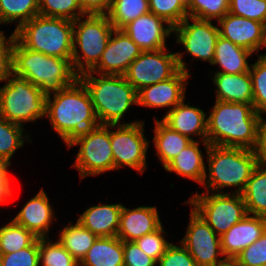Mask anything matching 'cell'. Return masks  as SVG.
Returning <instances> with one entry per match:
<instances>
[{
	"instance_id": "4dcf8cb0",
	"label": "cell",
	"mask_w": 266,
	"mask_h": 266,
	"mask_svg": "<svg viewBox=\"0 0 266 266\" xmlns=\"http://www.w3.org/2000/svg\"><path fill=\"white\" fill-rule=\"evenodd\" d=\"M148 12L149 0H112L107 16L115 29H122Z\"/></svg>"
},
{
	"instance_id": "83f0119b",
	"label": "cell",
	"mask_w": 266,
	"mask_h": 266,
	"mask_svg": "<svg viewBox=\"0 0 266 266\" xmlns=\"http://www.w3.org/2000/svg\"><path fill=\"white\" fill-rule=\"evenodd\" d=\"M154 137L152 138L156 148V154L165 167L178 155L192 140L172 130L162 120L155 119Z\"/></svg>"
},
{
	"instance_id": "484cf974",
	"label": "cell",
	"mask_w": 266,
	"mask_h": 266,
	"mask_svg": "<svg viewBox=\"0 0 266 266\" xmlns=\"http://www.w3.org/2000/svg\"><path fill=\"white\" fill-rule=\"evenodd\" d=\"M199 144L200 142L197 140L190 142L164 169L202 185L206 174V166Z\"/></svg>"
},
{
	"instance_id": "f546056e",
	"label": "cell",
	"mask_w": 266,
	"mask_h": 266,
	"mask_svg": "<svg viewBox=\"0 0 266 266\" xmlns=\"http://www.w3.org/2000/svg\"><path fill=\"white\" fill-rule=\"evenodd\" d=\"M65 226L57 240L79 263L97 240V236L78 221Z\"/></svg>"
},
{
	"instance_id": "74e56055",
	"label": "cell",
	"mask_w": 266,
	"mask_h": 266,
	"mask_svg": "<svg viewBox=\"0 0 266 266\" xmlns=\"http://www.w3.org/2000/svg\"><path fill=\"white\" fill-rule=\"evenodd\" d=\"M188 16L202 20H220L229 12V0H191Z\"/></svg>"
},
{
	"instance_id": "4316f807",
	"label": "cell",
	"mask_w": 266,
	"mask_h": 266,
	"mask_svg": "<svg viewBox=\"0 0 266 266\" xmlns=\"http://www.w3.org/2000/svg\"><path fill=\"white\" fill-rule=\"evenodd\" d=\"M79 266H124L123 241L117 236L97 238Z\"/></svg>"
},
{
	"instance_id": "d590c367",
	"label": "cell",
	"mask_w": 266,
	"mask_h": 266,
	"mask_svg": "<svg viewBox=\"0 0 266 266\" xmlns=\"http://www.w3.org/2000/svg\"><path fill=\"white\" fill-rule=\"evenodd\" d=\"M39 15L75 21L86 14L79 0H39Z\"/></svg>"
},
{
	"instance_id": "60d3db41",
	"label": "cell",
	"mask_w": 266,
	"mask_h": 266,
	"mask_svg": "<svg viewBox=\"0 0 266 266\" xmlns=\"http://www.w3.org/2000/svg\"><path fill=\"white\" fill-rule=\"evenodd\" d=\"M162 233L167 232H165L161 225L154 232L146 234L134 241L147 256L153 258L156 262L164 255L167 247L171 244L165 240Z\"/></svg>"
},
{
	"instance_id": "d4e9b609",
	"label": "cell",
	"mask_w": 266,
	"mask_h": 266,
	"mask_svg": "<svg viewBox=\"0 0 266 266\" xmlns=\"http://www.w3.org/2000/svg\"><path fill=\"white\" fill-rule=\"evenodd\" d=\"M253 52L246 48L238 46L221 36L218 37L214 60L212 65L220 66L221 70L218 73L226 74H241L250 71L248 57L252 56Z\"/></svg>"
},
{
	"instance_id": "f1b7e54d",
	"label": "cell",
	"mask_w": 266,
	"mask_h": 266,
	"mask_svg": "<svg viewBox=\"0 0 266 266\" xmlns=\"http://www.w3.org/2000/svg\"><path fill=\"white\" fill-rule=\"evenodd\" d=\"M247 213L266 217V165L259 163L242 193Z\"/></svg>"
},
{
	"instance_id": "ab89813d",
	"label": "cell",
	"mask_w": 266,
	"mask_h": 266,
	"mask_svg": "<svg viewBox=\"0 0 266 266\" xmlns=\"http://www.w3.org/2000/svg\"><path fill=\"white\" fill-rule=\"evenodd\" d=\"M229 12L266 24V0H229Z\"/></svg>"
},
{
	"instance_id": "b9f144b4",
	"label": "cell",
	"mask_w": 266,
	"mask_h": 266,
	"mask_svg": "<svg viewBox=\"0 0 266 266\" xmlns=\"http://www.w3.org/2000/svg\"><path fill=\"white\" fill-rule=\"evenodd\" d=\"M2 266H40L39 265V238L29 247L11 254L0 255Z\"/></svg>"
},
{
	"instance_id": "30bf717a",
	"label": "cell",
	"mask_w": 266,
	"mask_h": 266,
	"mask_svg": "<svg viewBox=\"0 0 266 266\" xmlns=\"http://www.w3.org/2000/svg\"><path fill=\"white\" fill-rule=\"evenodd\" d=\"M110 127L111 125H99L74 137L67 144L68 148L80 145L73 166L79 171L81 179L114 170Z\"/></svg>"
},
{
	"instance_id": "9c48e42d",
	"label": "cell",
	"mask_w": 266,
	"mask_h": 266,
	"mask_svg": "<svg viewBox=\"0 0 266 266\" xmlns=\"http://www.w3.org/2000/svg\"><path fill=\"white\" fill-rule=\"evenodd\" d=\"M219 236L248 215L242 194L237 193H196L185 202Z\"/></svg>"
},
{
	"instance_id": "db71d44e",
	"label": "cell",
	"mask_w": 266,
	"mask_h": 266,
	"mask_svg": "<svg viewBox=\"0 0 266 266\" xmlns=\"http://www.w3.org/2000/svg\"><path fill=\"white\" fill-rule=\"evenodd\" d=\"M181 1L183 2V4H184L186 7H188L189 4H190V1H191V0H181Z\"/></svg>"
},
{
	"instance_id": "836d02e7",
	"label": "cell",
	"mask_w": 266,
	"mask_h": 266,
	"mask_svg": "<svg viewBox=\"0 0 266 266\" xmlns=\"http://www.w3.org/2000/svg\"><path fill=\"white\" fill-rule=\"evenodd\" d=\"M39 265L79 266V263L58 241L54 243L45 237L39 238Z\"/></svg>"
},
{
	"instance_id": "ee69618b",
	"label": "cell",
	"mask_w": 266,
	"mask_h": 266,
	"mask_svg": "<svg viewBox=\"0 0 266 266\" xmlns=\"http://www.w3.org/2000/svg\"><path fill=\"white\" fill-rule=\"evenodd\" d=\"M158 264L159 266H197L195 260L181 243L180 246H177L172 242L158 260Z\"/></svg>"
},
{
	"instance_id": "8992f818",
	"label": "cell",
	"mask_w": 266,
	"mask_h": 266,
	"mask_svg": "<svg viewBox=\"0 0 266 266\" xmlns=\"http://www.w3.org/2000/svg\"><path fill=\"white\" fill-rule=\"evenodd\" d=\"M14 33L25 48L48 56L72 59L73 21L38 14Z\"/></svg>"
},
{
	"instance_id": "7c38bea8",
	"label": "cell",
	"mask_w": 266,
	"mask_h": 266,
	"mask_svg": "<svg viewBox=\"0 0 266 266\" xmlns=\"http://www.w3.org/2000/svg\"><path fill=\"white\" fill-rule=\"evenodd\" d=\"M144 121L111 124L110 142L114 160V170L128 166L139 173L147 168L146 154L150 141L144 136Z\"/></svg>"
},
{
	"instance_id": "6da1fadb",
	"label": "cell",
	"mask_w": 266,
	"mask_h": 266,
	"mask_svg": "<svg viewBox=\"0 0 266 266\" xmlns=\"http://www.w3.org/2000/svg\"><path fill=\"white\" fill-rule=\"evenodd\" d=\"M261 120L253 104L216 100L207 117V142L258 151Z\"/></svg>"
},
{
	"instance_id": "2e32d148",
	"label": "cell",
	"mask_w": 266,
	"mask_h": 266,
	"mask_svg": "<svg viewBox=\"0 0 266 266\" xmlns=\"http://www.w3.org/2000/svg\"><path fill=\"white\" fill-rule=\"evenodd\" d=\"M164 23L168 24L167 27ZM173 29L165 19L152 12L141 15L122 28L142 51L166 48V37L173 33Z\"/></svg>"
},
{
	"instance_id": "c3c4849f",
	"label": "cell",
	"mask_w": 266,
	"mask_h": 266,
	"mask_svg": "<svg viewBox=\"0 0 266 266\" xmlns=\"http://www.w3.org/2000/svg\"><path fill=\"white\" fill-rule=\"evenodd\" d=\"M260 163L266 165V120L262 117L260 126V145L258 148Z\"/></svg>"
},
{
	"instance_id": "7a4b0ae2",
	"label": "cell",
	"mask_w": 266,
	"mask_h": 266,
	"mask_svg": "<svg viewBox=\"0 0 266 266\" xmlns=\"http://www.w3.org/2000/svg\"><path fill=\"white\" fill-rule=\"evenodd\" d=\"M46 117L66 145L74 137L100 125L90 94L79 78L73 84L47 94Z\"/></svg>"
},
{
	"instance_id": "9a60e30c",
	"label": "cell",
	"mask_w": 266,
	"mask_h": 266,
	"mask_svg": "<svg viewBox=\"0 0 266 266\" xmlns=\"http://www.w3.org/2000/svg\"><path fill=\"white\" fill-rule=\"evenodd\" d=\"M141 53L140 47L122 29H114L99 63L91 72L97 75H124Z\"/></svg>"
},
{
	"instance_id": "603a6c76",
	"label": "cell",
	"mask_w": 266,
	"mask_h": 266,
	"mask_svg": "<svg viewBox=\"0 0 266 266\" xmlns=\"http://www.w3.org/2000/svg\"><path fill=\"white\" fill-rule=\"evenodd\" d=\"M123 204H103L87 208L78 222L99 237L117 236Z\"/></svg>"
},
{
	"instance_id": "f907efd6",
	"label": "cell",
	"mask_w": 266,
	"mask_h": 266,
	"mask_svg": "<svg viewBox=\"0 0 266 266\" xmlns=\"http://www.w3.org/2000/svg\"><path fill=\"white\" fill-rule=\"evenodd\" d=\"M10 165L11 163L0 158V181H10L9 173L7 169L8 166Z\"/></svg>"
},
{
	"instance_id": "8fae6325",
	"label": "cell",
	"mask_w": 266,
	"mask_h": 266,
	"mask_svg": "<svg viewBox=\"0 0 266 266\" xmlns=\"http://www.w3.org/2000/svg\"><path fill=\"white\" fill-rule=\"evenodd\" d=\"M167 47L142 53L129 65L125 79L138 92L150 86L173 77L180 69L190 74L183 61V53H169Z\"/></svg>"
},
{
	"instance_id": "f35d334b",
	"label": "cell",
	"mask_w": 266,
	"mask_h": 266,
	"mask_svg": "<svg viewBox=\"0 0 266 266\" xmlns=\"http://www.w3.org/2000/svg\"><path fill=\"white\" fill-rule=\"evenodd\" d=\"M149 9L172 27L179 25L188 17L187 7L181 0H149Z\"/></svg>"
},
{
	"instance_id": "816d5d0a",
	"label": "cell",
	"mask_w": 266,
	"mask_h": 266,
	"mask_svg": "<svg viewBox=\"0 0 266 266\" xmlns=\"http://www.w3.org/2000/svg\"><path fill=\"white\" fill-rule=\"evenodd\" d=\"M214 266H241V264L239 263L236 257H225V258H222Z\"/></svg>"
},
{
	"instance_id": "44dd1931",
	"label": "cell",
	"mask_w": 266,
	"mask_h": 266,
	"mask_svg": "<svg viewBox=\"0 0 266 266\" xmlns=\"http://www.w3.org/2000/svg\"><path fill=\"white\" fill-rule=\"evenodd\" d=\"M162 225L155 206L130 209L122 206L117 237L122 241H135L152 233Z\"/></svg>"
},
{
	"instance_id": "4fadbf2b",
	"label": "cell",
	"mask_w": 266,
	"mask_h": 266,
	"mask_svg": "<svg viewBox=\"0 0 266 266\" xmlns=\"http://www.w3.org/2000/svg\"><path fill=\"white\" fill-rule=\"evenodd\" d=\"M189 20L193 23L191 24ZM218 28L212 24V21L188 16L174 27L173 33L177 38L176 43L182 44L187 54L208 61L212 65L216 42L220 36Z\"/></svg>"
},
{
	"instance_id": "ac0fdd59",
	"label": "cell",
	"mask_w": 266,
	"mask_h": 266,
	"mask_svg": "<svg viewBox=\"0 0 266 266\" xmlns=\"http://www.w3.org/2000/svg\"><path fill=\"white\" fill-rule=\"evenodd\" d=\"M266 231V217L248 214L220 236L225 257H237Z\"/></svg>"
},
{
	"instance_id": "d6986e66",
	"label": "cell",
	"mask_w": 266,
	"mask_h": 266,
	"mask_svg": "<svg viewBox=\"0 0 266 266\" xmlns=\"http://www.w3.org/2000/svg\"><path fill=\"white\" fill-rule=\"evenodd\" d=\"M217 23L221 26L218 28L221 37L253 53L262 48L264 23L236 16L230 12Z\"/></svg>"
},
{
	"instance_id": "8d00e7d4",
	"label": "cell",
	"mask_w": 266,
	"mask_h": 266,
	"mask_svg": "<svg viewBox=\"0 0 266 266\" xmlns=\"http://www.w3.org/2000/svg\"><path fill=\"white\" fill-rule=\"evenodd\" d=\"M253 90V107L259 114H266V58L258 60L250 67Z\"/></svg>"
},
{
	"instance_id": "52a82bcc",
	"label": "cell",
	"mask_w": 266,
	"mask_h": 266,
	"mask_svg": "<svg viewBox=\"0 0 266 266\" xmlns=\"http://www.w3.org/2000/svg\"><path fill=\"white\" fill-rule=\"evenodd\" d=\"M114 29L107 15L86 14L73 21L71 60L78 75L91 71L99 63Z\"/></svg>"
},
{
	"instance_id": "3957f363",
	"label": "cell",
	"mask_w": 266,
	"mask_h": 266,
	"mask_svg": "<svg viewBox=\"0 0 266 266\" xmlns=\"http://www.w3.org/2000/svg\"><path fill=\"white\" fill-rule=\"evenodd\" d=\"M205 150L209 171L207 174L206 169L202 185L206 192L226 193L223 192L224 187H237L232 193L242 194L260 163L258 151L217 145H209Z\"/></svg>"
},
{
	"instance_id": "ffe728a7",
	"label": "cell",
	"mask_w": 266,
	"mask_h": 266,
	"mask_svg": "<svg viewBox=\"0 0 266 266\" xmlns=\"http://www.w3.org/2000/svg\"><path fill=\"white\" fill-rule=\"evenodd\" d=\"M184 101L177 104L172 110H168L162 121L172 130L192 141H194L193 137L201 136L203 139L201 144L208 148L210 144L207 142L206 113L200 108L190 106L189 102L185 104Z\"/></svg>"
},
{
	"instance_id": "7dc6e473",
	"label": "cell",
	"mask_w": 266,
	"mask_h": 266,
	"mask_svg": "<svg viewBox=\"0 0 266 266\" xmlns=\"http://www.w3.org/2000/svg\"><path fill=\"white\" fill-rule=\"evenodd\" d=\"M112 0H79L85 14L107 15Z\"/></svg>"
},
{
	"instance_id": "cb8c5ba5",
	"label": "cell",
	"mask_w": 266,
	"mask_h": 266,
	"mask_svg": "<svg viewBox=\"0 0 266 266\" xmlns=\"http://www.w3.org/2000/svg\"><path fill=\"white\" fill-rule=\"evenodd\" d=\"M213 82L216 100L252 104L253 90L250 73L226 74L215 72Z\"/></svg>"
},
{
	"instance_id": "5bb4252c",
	"label": "cell",
	"mask_w": 266,
	"mask_h": 266,
	"mask_svg": "<svg viewBox=\"0 0 266 266\" xmlns=\"http://www.w3.org/2000/svg\"><path fill=\"white\" fill-rule=\"evenodd\" d=\"M187 231L180 243L188 250L197 266H214L224 256L220 236L193 210Z\"/></svg>"
},
{
	"instance_id": "bcb514c9",
	"label": "cell",
	"mask_w": 266,
	"mask_h": 266,
	"mask_svg": "<svg viewBox=\"0 0 266 266\" xmlns=\"http://www.w3.org/2000/svg\"><path fill=\"white\" fill-rule=\"evenodd\" d=\"M124 266H157V262L147 256L134 241H123Z\"/></svg>"
},
{
	"instance_id": "7402d4cb",
	"label": "cell",
	"mask_w": 266,
	"mask_h": 266,
	"mask_svg": "<svg viewBox=\"0 0 266 266\" xmlns=\"http://www.w3.org/2000/svg\"><path fill=\"white\" fill-rule=\"evenodd\" d=\"M12 220L31 231L37 238L47 237L49 227L54 220V212L45 191L41 189L25 203Z\"/></svg>"
},
{
	"instance_id": "e575fe53",
	"label": "cell",
	"mask_w": 266,
	"mask_h": 266,
	"mask_svg": "<svg viewBox=\"0 0 266 266\" xmlns=\"http://www.w3.org/2000/svg\"><path fill=\"white\" fill-rule=\"evenodd\" d=\"M24 126L0 117V158L11 163L16 150L24 146Z\"/></svg>"
},
{
	"instance_id": "681fc988",
	"label": "cell",
	"mask_w": 266,
	"mask_h": 266,
	"mask_svg": "<svg viewBox=\"0 0 266 266\" xmlns=\"http://www.w3.org/2000/svg\"><path fill=\"white\" fill-rule=\"evenodd\" d=\"M12 198V191L10 188V181H0V205L9 203Z\"/></svg>"
},
{
	"instance_id": "277c9868",
	"label": "cell",
	"mask_w": 266,
	"mask_h": 266,
	"mask_svg": "<svg viewBox=\"0 0 266 266\" xmlns=\"http://www.w3.org/2000/svg\"><path fill=\"white\" fill-rule=\"evenodd\" d=\"M13 73L30 81L45 94L73 84L79 75L72 60L53 57L23 47L16 39L13 46Z\"/></svg>"
},
{
	"instance_id": "5b68a950",
	"label": "cell",
	"mask_w": 266,
	"mask_h": 266,
	"mask_svg": "<svg viewBox=\"0 0 266 266\" xmlns=\"http://www.w3.org/2000/svg\"><path fill=\"white\" fill-rule=\"evenodd\" d=\"M79 75L87 88L100 125L120 124L131 105L138 104L137 91L123 75Z\"/></svg>"
},
{
	"instance_id": "ba28073f",
	"label": "cell",
	"mask_w": 266,
	"mask_h": 266,
	"mask_svg": "<svg viewBox=\"0 0 266 266\" xmlns=\"http://www.w3.org/2000/svg\"><path fill=\"white\" fill-rule=\"evenodd\" d=\"M0 87V117L23 126V123L46 117V97L39 87L12 73Z\"/></svg>"
},
{
	"instance_id": "e0dca14e",
	"label": "cell",
	"mask_w": 266,
	"mask_h": 266,
	"mask_svg": "<svg viewBox=\"0 0 266 266\" xmlns=\"http://www.w3.org/2000/svg\"><path fill=\"white\" fill-rule=\"evenodd\" d=\"M190 75L180 69L170 79L142 88L137 92V105L150 108L170 107L169 110H172L185 100L186 80Z\"/></svg>"
},
{
	"instance_id": "7bdbcfd3",
	"label": "cell",
	"mask_w": 266,
	"mask_h": 266,
	"mask_svg": "<svg viewBox=\"0 0 266 266\" xmlns=\"http://www.w3.org/2000/svg\"><path fill=\"white\" fill-rule=\"evenodd\" d=\"M236 258L241 266H266V231Z\"/></svg>"
},
{
	"instance_id": "f5cc1de1",
	"label": "cell",
	"mask_w": 266,
	"mask_h": 266,
	"mask_svg": "<svg viewBox=\"0 0 266 266\" xmlns=\"http://www.w3.org/2000/svg\"><path fill=\"white\" fill-rule=\"evenodd\" d=\"M261 46L263 47V46H265L266 47V24H264V29H263V40H262V44H261ZM258 56L259 57H262V58H266V54H264V55H259L258 54Z\"/></svg>"
},
{
	"instance_id": "d6a6232c",
	"label": "cell",
	"mask_w": 266,
	"mask_h": 266,
	"mask_svg": "<svg viewBox=\"0 0 266 266\" xmlns=\"http://www.w3.org/2000/svg\"><path fill=\"white\" fill-rule=\"evenodd\" d=\"M36 239L31 231L11 220L0 227V255L18 252L29 247Z\"/></svg>"
},
{
	"instance_id": "f6af8a7d",
	"label": "cell",
	"mask_w": 266,
	"mask_h": 266,
	"mask_svg": "<svg viewBox=\"0 0 266 266\" xmlns=\"http://www.w3.org/2000/svg\"><path fill=\"white\" fill-rule=\"evenodd\" d=\"M15 33L6 39L4 31L0 30V81L6 79L13 73V46L15 43Z\"/></svg>"
},
{
	"instance_id": "1f68e13d",
	"label": "cell",
	"mask_w": 266,
	"mask_h": 266,
	"mask_svg": "<svg viewBox=\"0 0 266 266\" xmlns=\"http://www.w3.org/2000/svg\"><path fill=\"white\" fill-rule=\"evenodd\" d=\"M39 14V0H0V24L17 21L15 30Z\"/></svg>"
}]
</instances>
